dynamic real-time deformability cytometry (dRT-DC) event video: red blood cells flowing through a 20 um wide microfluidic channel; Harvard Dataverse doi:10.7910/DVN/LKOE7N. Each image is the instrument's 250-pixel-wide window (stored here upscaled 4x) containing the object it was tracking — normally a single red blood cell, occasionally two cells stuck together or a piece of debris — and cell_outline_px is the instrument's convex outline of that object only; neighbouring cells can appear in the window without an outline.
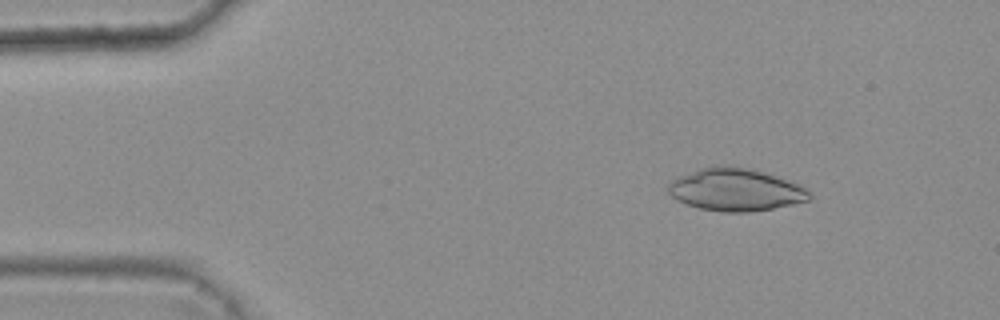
{"species": "common noctule bat (a hibernating species)", "species_latin": "Nyctalus noctula", "temperature_condition": "warm", "stored_images_in_passage": 3, "camera_frame_rate_fps": 3000, "um_per_image_px": 0.085, "animal": {"sex": "female", "body_mass_g": 25.1}, "frame": {"image": 1, "passage_image": 1, "time_ms": 0.0, "image_size_px": [1000, 320], "cell_outline_px": [[812, 196], [808, 200], [792, 204], [772, 208], [748, 212], [724, 212], [700, 208], [688, 204], [672, 196], [664, 188], [672, 180], [680, 176], [700, 168], [712, 164], [720, 164], [744, 168], [764, 172], [796, 184], [804, 188]], "centroid_in_image_um": [62.46, 16.11], "position_along_channel_um": 22.5, "area_um2": 34.51}}